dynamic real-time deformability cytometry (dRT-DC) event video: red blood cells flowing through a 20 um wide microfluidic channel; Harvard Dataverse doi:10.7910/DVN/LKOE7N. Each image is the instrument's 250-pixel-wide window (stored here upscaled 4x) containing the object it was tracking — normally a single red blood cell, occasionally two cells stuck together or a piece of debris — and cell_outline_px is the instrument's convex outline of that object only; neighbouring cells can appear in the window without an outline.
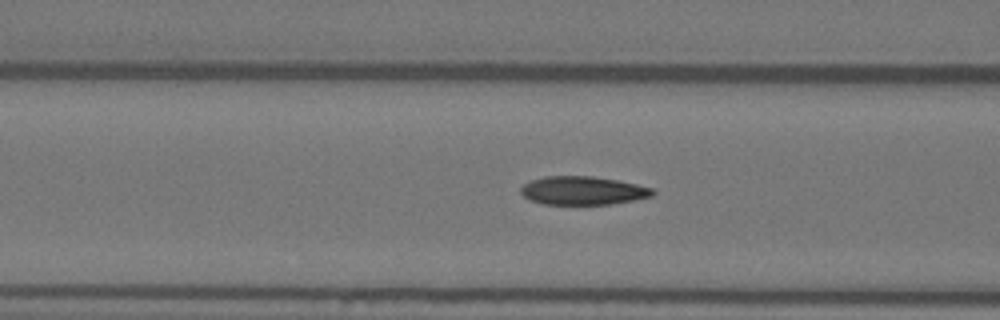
{"species": "Egyptian fruit bat (a non-hibernating species)", "species_latin": "Rousettus aegyptiacus", "temperature_condition": "warm", "stored_images_in_passage": 54, "camera_frame_rate_fps": 3000, "um_per_image_px": 0.085, "animal": {"sex": "female"}, "frame": {"image": 1, "passage_image": 22, "time_ms": 7.0, "image_size_px": [1000, 320], "cell_outline_px": [[656, 192], [652, 196], [636, 200], [612, 204], [544, 204], [532, 200], [524, 196], [520, 192], [520, 188], [524, 184], [532, 180], [544, 176], [592, 176], [616, 180], [636, 184], [652, 188]], "centroid_in_image_um": [49.56, 16.2], "position_along_channel_um": 117.0, "area_um2": 21.79}}
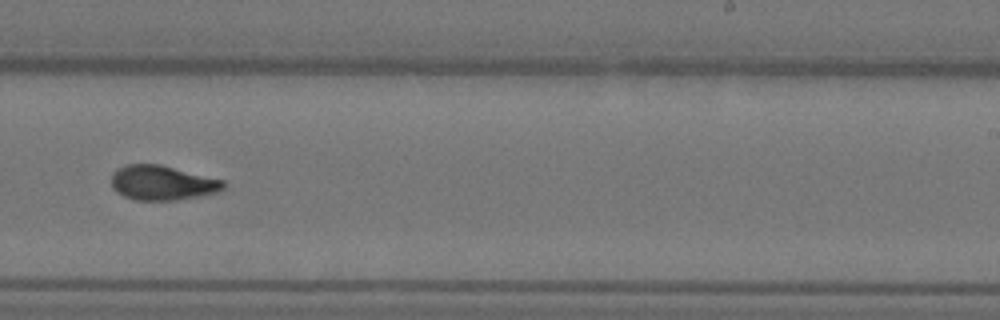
{"frame": {"image": 2, "passage_image": 35, "time_ms": 11.333, "image_size_px": [1000, 320], "cell_outline_px": [[224, 188], [216, 192], [176, 200], [136, 200], [124, 196], [116, 192], [112, 188], [112, 172], [116, 168], [128, 164], [160, 164], [224, 180]], "centroid_in_image_um": [13.75, 15.53], "position_along_channel_um": 275.3, "area_um2": 22.54}}
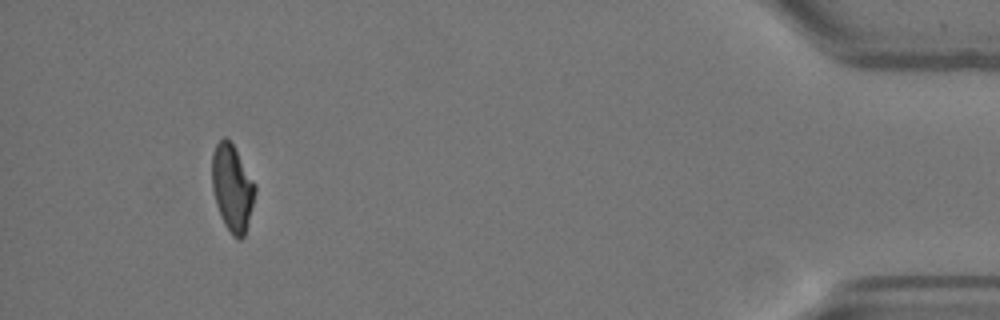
{"frame": {"image": 3, "passage_image": 52, "time_ms": 17.0, "image_size_px": [1000, 320], "cell_outline_px": [[256, 192], [244, 236], [240, 240], [236, 240], [232, 236], [224, 224], [220, 216], [216, 204], [212, 188], [212, 152], [216, 144], [224, 136], [232, 144], [256, 184]], "centroid_in_image_um": [19.73, 16.0], "position_along_channel_um": 415.5, "area_um2": 21.73}, "authors_computed_cell_mechanics": {"area_um2": 22.253, "velocity_mm_per_s": 3.6645, "shape_relaxation_time_tau1_ms": 5.1818, "shape_relaxation_time_tau2_ms": 2.1687, "deformation_change_tau1": 0.1755, "deformation_change_tau2": 0.0684}}